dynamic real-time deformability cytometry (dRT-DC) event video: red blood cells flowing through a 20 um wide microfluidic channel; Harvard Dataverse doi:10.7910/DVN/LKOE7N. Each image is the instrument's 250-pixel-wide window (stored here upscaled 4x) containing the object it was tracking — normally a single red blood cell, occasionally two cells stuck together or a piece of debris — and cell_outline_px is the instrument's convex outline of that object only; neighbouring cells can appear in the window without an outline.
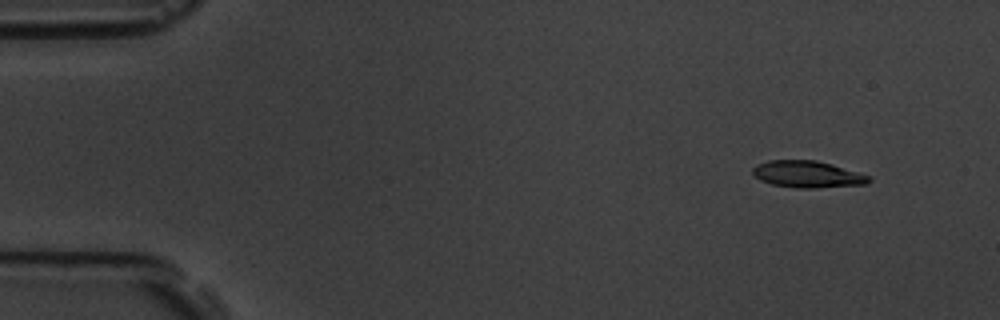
{"species": "common noctule bat (a hibernating species)", "species_latin": "Nyctalus noctula", "temperature_condition": "room temperature", "stored_images_in_passage": 9, "camera_frame_rate_fps": 3000, "um_per_image_px": 0.085, "animal": {"sex": "male", "body_mass_g": 19.5, "forearm_length_mm": 54.6}, "frame": {"image": 1, "passage_image": 2, "time_ms": 1.333, "image_size_px": [1000, 320], "cell_outline_px": [[872, 180], [868, 184], [816, 188], [796, 188], [772, 184], [760, 180], [752, 172], [752, 168], [756, 164], [768, 160], [816, 160], [832, 164], [872, 176]], "centroid_in_image_um": [68.67, 14.81], "position_along_channel_um": 16.3, "area_um2": 18.32}}
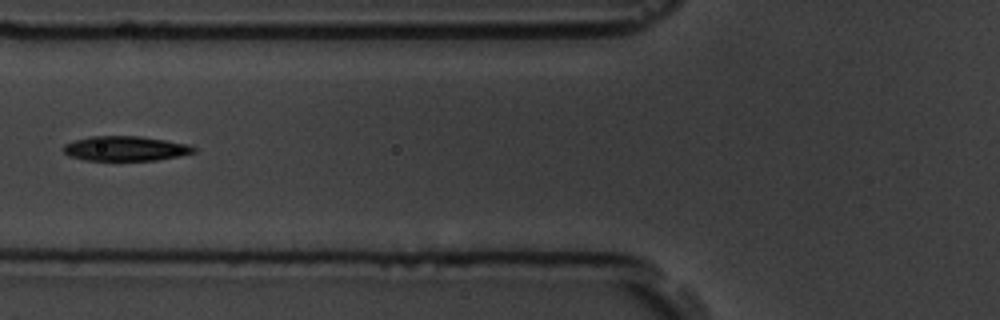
{"frame": {"image": 2, "passage_image": 7, "time_ms": 7.0, "image_size_px": [1000, 320], "cell_outline_px": [[196, 152], [180, 156], [156, 160], [84, 160], [68, 156], [64, 152], [64, 144], [76, 140], [92, 136], [140, 136], [188, 144], [196, 148]], "centroid_in_image_um": [10.68, 12.63], "position_along_channel_um": 115.1, "area_um2": 18.73}}
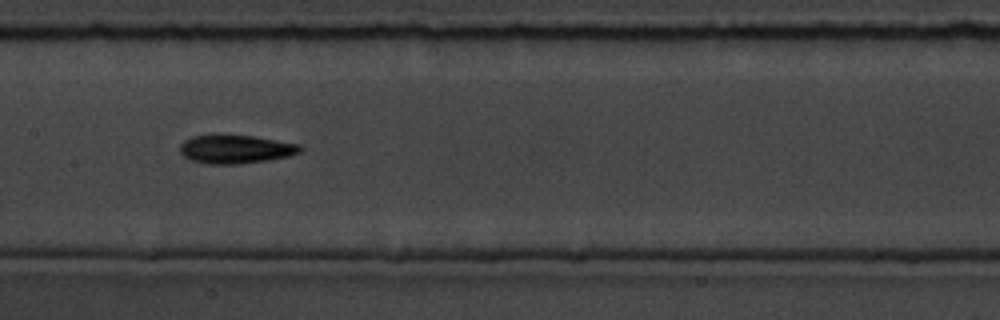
{"frame": {"image": 3, "passage_image": 9, "time_ms": 9.0, "image_size_px": [1000, 320], "cell_outline_px": [[304, 152], [288, 156], [268, 160], [240, 164], [208, 164], [192, 160], [184, 156], [180, 152], [180, 144], [184, 140], [192, 136], [212, 132], [252, 136], [300, 144], [304, 148]], "centroid_in_image_um": [20.02, 12.64], "position_along_channel_um": 187.4, "area_um2": 20.69}}